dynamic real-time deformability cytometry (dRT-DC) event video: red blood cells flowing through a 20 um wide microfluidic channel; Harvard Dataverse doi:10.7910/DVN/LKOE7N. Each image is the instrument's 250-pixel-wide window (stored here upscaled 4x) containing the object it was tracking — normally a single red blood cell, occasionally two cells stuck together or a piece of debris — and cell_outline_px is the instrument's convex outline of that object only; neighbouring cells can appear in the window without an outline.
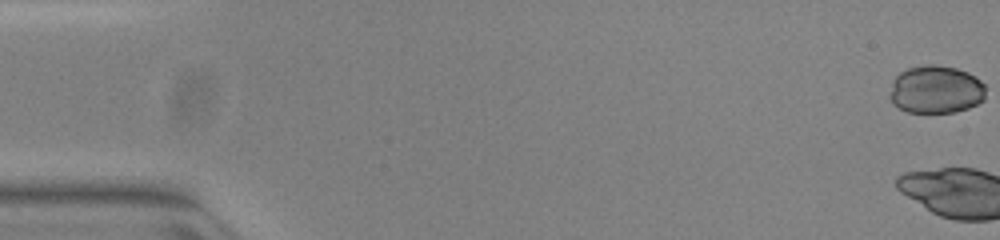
{"species": "common noctule bat (a hibernating species)", "species_latin": "Nyctalus noctula", "temperature_condition": "warm", "stored_images_in_passage": 3, "camera_frame_rate_fps": 3000, "um_per_image_px": 0.085, "animal": {"sex": "female", "body_mass_g": 23.0, "forearm_length_mm": 53.4}, "frame": {"image": 1, "passage_image": 1, "time_ms": 0.0, "image_size_px": [1000, 240], "cell_outline_px": [[984, 100], [968, 108], [956, 112], [908, 112], [892, 104], [888, 96], [892, 80], [900, 72], [908, 68], [924, 64], [936, 64], [956, 68], [968, 72], [976, 76], [984, 84]], "centroid_in_image_um": [79.52, 7.6], "position_along_channel_um": 5.5, "area_um2": 27.11}}